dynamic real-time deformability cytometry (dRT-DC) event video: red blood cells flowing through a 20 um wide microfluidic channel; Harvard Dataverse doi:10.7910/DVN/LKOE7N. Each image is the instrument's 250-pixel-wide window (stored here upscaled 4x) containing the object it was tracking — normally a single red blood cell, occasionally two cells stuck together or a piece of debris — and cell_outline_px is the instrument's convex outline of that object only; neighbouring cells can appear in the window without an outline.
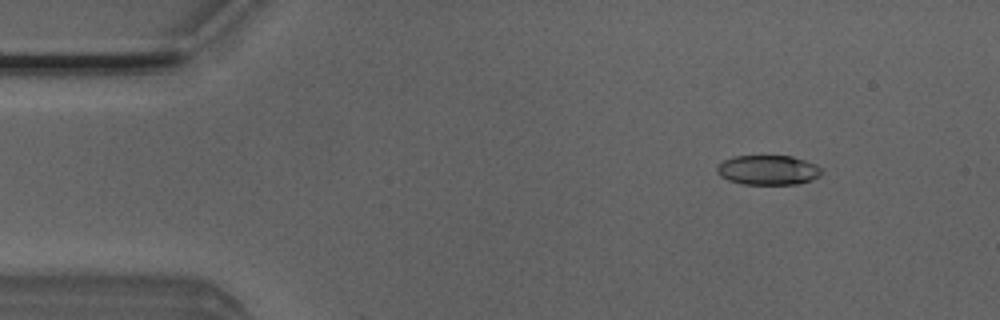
{"species": "Egyptian fruit bat (a non-hibernating species)", "species_latin": "Rousettus aegyptiacus", "temperature_condition": "room temperature", "stored_images_in_passage": 50, "camera_frame_rate_fps": 3000, "um_per_image_px": 0.085, "animal": {"sex": "male"}, "frame": {"image": 1, "passage_image": 6, "time_ms": 1.667, "image_size_px": [1000, 320], "cell_outline_px": [[820, 176], [812, 180], [796, 184], [744, 184], [728, 180], [720, 176], [716, 172], [716, 168], [724, 160], [732, 156], [792, 156], [804, 160], [820, 168]], "centroid_in_image_um": [65.24, 14.46], "position_along_channel_um": 19.8, "area_um2": 17.92}}
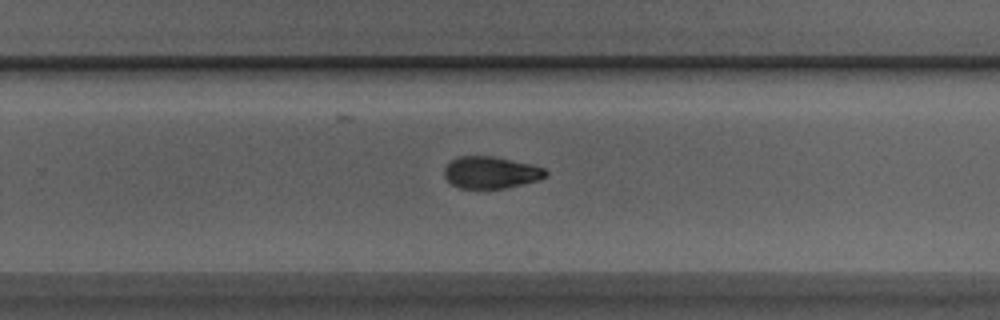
{"frame": {"image": 2, "passage_image": 32, "time_ms": 10.333, "image_size_px": [1000, 320], "cell_outline_px": [[548, 176], [540, 180], [504, 188], [460, 188], [452, 184], [444, 176], [444, 168], [452, 160], [460, 156], [492, 156], [532, 164], [544, 168], [548, 172]], "centroid_in_image_um": [41.75, 14.66], "position_along_channel_um": 288.0, "area_um2": 18.84}}
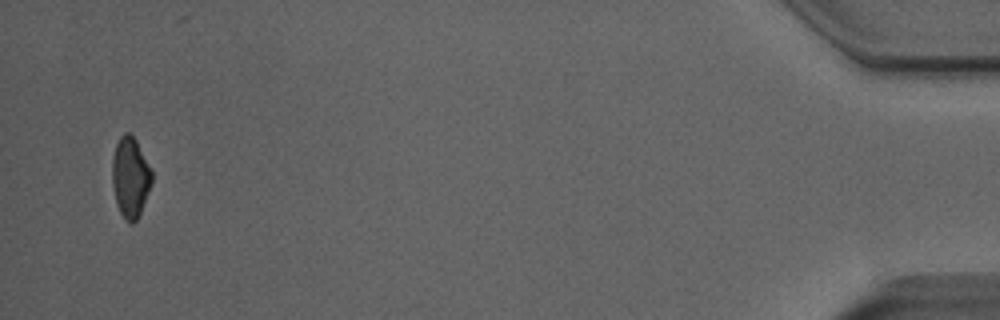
{"frame": {"image": 3, "passage_image": 49, "time_ms": 16.0, "image_size_px": [1000, 320], "cell_outline_px": [[152, 184], [140, 212], [136, 220], [132, 224], [128, 224], [124, 220], [116, 204], [112, 184], [112, 160], [116, 144], [120, 136], [124, 132], [128, 132], [136, 140], [152, 172]], "centroid_in_image_um": [11.06, 15.09], "position_along_channel_um": 424.1, "area_um2": 18.55}, "authors_computed_cell_mechanics": {"area_um2": 19.2474, "velocity_mm_per_s": 4.0359, "shape_relaxation_time_tau1_ms": 8.3082, "shape_relaxation_time_tau2_ms": 3.3084, "deformation_change_tau1": 0.1965, "deformation_change_tau2": 0.0821}}